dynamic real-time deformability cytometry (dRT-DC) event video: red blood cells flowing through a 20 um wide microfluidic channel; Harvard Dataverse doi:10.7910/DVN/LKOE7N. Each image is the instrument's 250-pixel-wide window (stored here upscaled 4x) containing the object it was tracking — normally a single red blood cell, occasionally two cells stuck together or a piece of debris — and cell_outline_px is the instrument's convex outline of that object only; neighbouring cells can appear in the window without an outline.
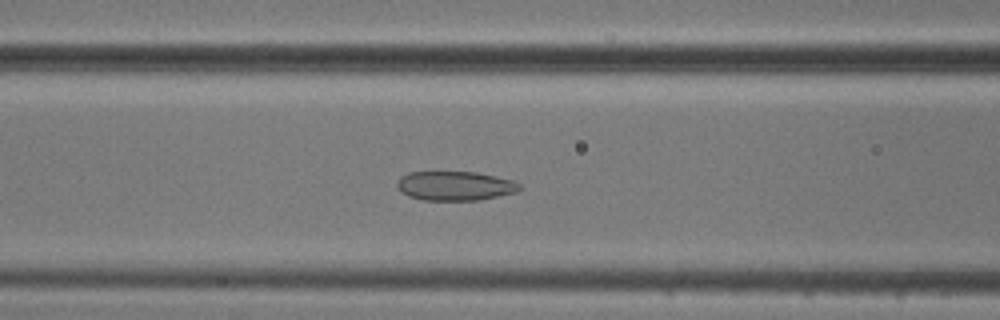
{"species": "common noctule bat (a hibernating species)", "species_latin": "Nyctalus noctula", "temperature_condition": "cold", "stored_images_in_passage": 36, "camera_frame_rate_fps": 3000, "um_per_image_px": 0.085, "animal": {"sex": "male", "body_mass_g": 20.5, "forearm_length_mm": 52.5}, "frame": {"image": 1, "passage_image": 12, "time_ms": 3.667, "image_size_px": [1000, 320], "cell_outline_px": [[524, 188], [516, 192], [480, 200], [424, 200], [408, 196], [400, 192], [396, 184], [400, 176], [408, 172], [476, 172], [496, 176], [512, 180], [520, 184]], "centroid_in_image_um": [38.68, 15.8], "position_along_channel_um": 127.9, "area_um2": 21.04}}
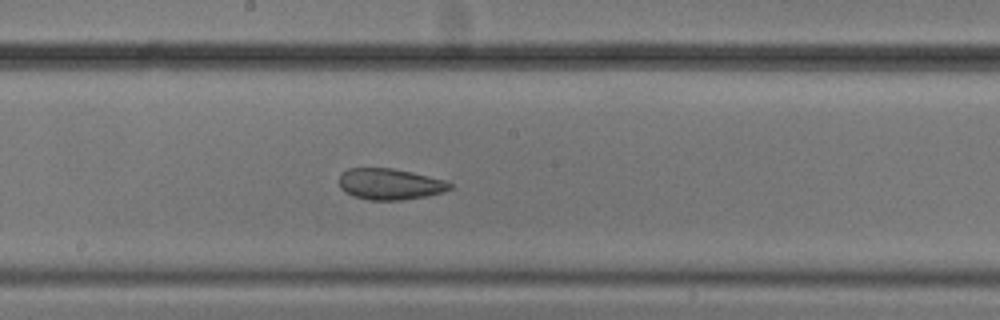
{"frame": {"image": 2, "passage_image": 19, "time_ms": 6.0, "image_size_px": [1000, 320], "cell_outline_px": [[452, 188], [428, 196], [400, 200], [368, 200], [352, 196], [344, 192], [340, 188], [340, 172], [348, 168], [392, 168], [412, 172], [444, 180], [452, 184]], "centroid_in_image_um": [33.09, 15.65], "position_along_channel_um": 215.1, "area_um2": 20.17}}
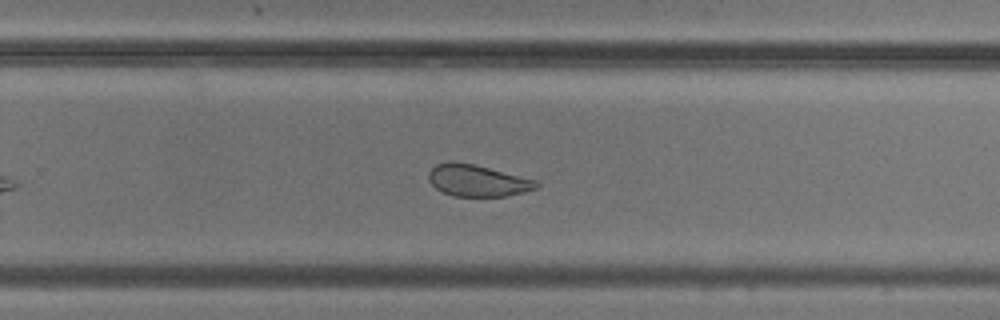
{"frame": {"image": 3, "passage_image": 25, "time_ms": 8.0, "image_size_px": [1000, 320], "cell_outline_px": [[540, 188], [524, 192], [504, 196], [452, 196], [436, 188], [428, 180], [428, 172], [436, 164], [472, 164], [536, 180], [540, 184]], "centroid_in_image_um": [40.63, 15.39], "position_along_channel_um": 289.2, "area_um2": 19.31}, "authors_computed_cell_mechanics": {"area_um2": 21.5883, "velocity_mm_per_s": 3.7341, "shape_relaxation_time_tau1_ms": 3.3611, "shape_relaxation_time_tau2_ms": 2.0285, "deformation_change_tau1": 0.0904, "deformation_change_tau2": 0.0727}}